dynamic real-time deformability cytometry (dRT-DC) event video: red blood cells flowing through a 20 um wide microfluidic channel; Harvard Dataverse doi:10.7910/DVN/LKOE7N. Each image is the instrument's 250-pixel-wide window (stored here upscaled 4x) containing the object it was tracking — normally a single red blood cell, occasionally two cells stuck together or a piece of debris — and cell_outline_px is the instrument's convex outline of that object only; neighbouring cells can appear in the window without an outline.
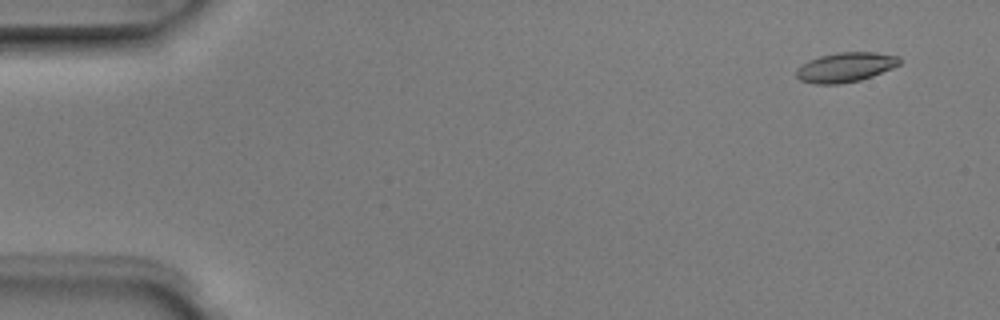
{"species": "Egyptian fruit bat (a non-hibernating species)", "species_latin": "Rousettus aegyptiacus", "temperature_condition": "room temperature", "stored_images_in_passage": 7, "camera_frame_rate_fps": 3000, "um_per_image_px": 0.085, "animal": {"sex": "male"}, "frame": {"image": 1, "passage_image": 1, "time_ms": 0.0, "image_size_px": [1000, 320], "cell_outline_px": [[900, 64], [892, 68], [872, 76], [860, 80], [840, 84], [816, 84], [800, 80], [796, 76], [796, 68], [808, 60], [820, 56], [836, 52], [876, 52], [900, 56]], "centroid_in_image_um": [71.86, 5.71], "position_along_channel_um": 13.1, "area_um2": 17.92}}
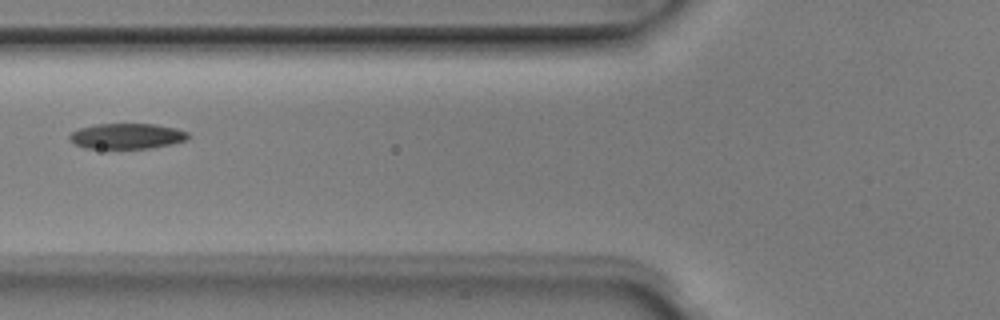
{"frame": {"image": 2, "passage_image": 6, "time_ms": 1.667, "image_size_px": [1000, 320], "cell_outline_px": [[188, 140], [172, 144], [152, 148], [84, 148], [76, 144], [68, 136], [72, 132], [80, 128], [96, 124], [156, 124], [176, 128], [188, 132]], "centroid_in_image_um": [10.83, 11.57], "position_along_channel_um": 115.0, "area_um2": 17.57}}
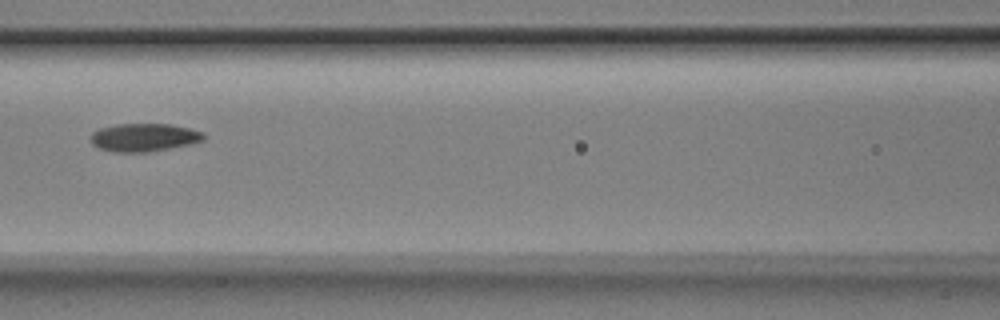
{"frame": {"image": 3, "passage_image": 7, "time_ms": 2.0, "image_size_px": [1000, 320], "cell_outline_px": [[204, 140], [192, 144], [172, 148], [148, 152], [112, 152], [96, 148], [92, 144], [92, 132], [100, 128], [116, 124], [172, 124], [204, 132]], "centroid_in_image_um": [12.25, 11.69], "position_along_channel_um": 154.4, "area_um2": 18.67}}